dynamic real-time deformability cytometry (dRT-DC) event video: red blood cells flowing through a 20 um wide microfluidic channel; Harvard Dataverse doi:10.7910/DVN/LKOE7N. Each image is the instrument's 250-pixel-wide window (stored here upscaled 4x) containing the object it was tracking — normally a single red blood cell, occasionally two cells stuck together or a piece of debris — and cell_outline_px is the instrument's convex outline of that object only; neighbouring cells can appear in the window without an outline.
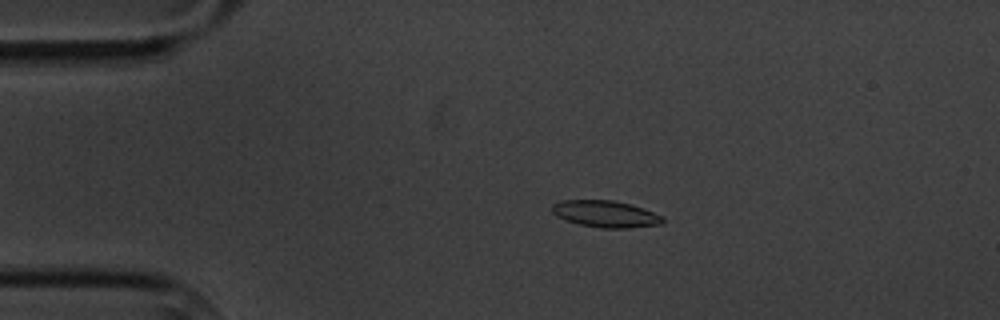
{"species": "common noctule bat (a hibernating species)", "species_latin": "Nyctalus noctula", "temperature_condition": "cold", "stored_images_in_passage": 6, "camera_frame_rate_fps": 3000, "um_per_image_px": 0.085, "animal": {"sex": "male", "body_mass_g": 20.1, "forearm_length_mm": 53.5}, "frame": {"image": 1, "passage_image": 4, "time_ms": 3.667, "image_size_px": [1000, 320], "cell_outline_px": [[664, 224], [628, 228], [600, 228], [580, 224], [556, 216], [552, 212], [552, 204], [560, 200], [612, 200], [628, 204], [664, 216]], "centroid_in_image_um": [51.47, 18.19], "position_along_channel_um": 33.5, "area_um2": 17.11}}
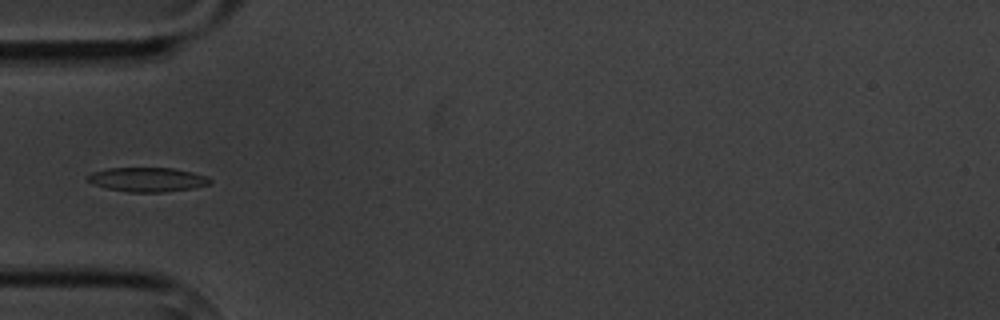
{"frame": {"image": 2, "passage_image": 6, "time_ms": 6.0, "image_size_px": [1000, 320], "cell_outline_px": [[212, 184], [192, 188], [164, 192], [128, 192], [108, 188], [92, 184], [88, 180], [88, 176], [92, 172], [108, 168], [172, 168], [192, 172], [208, 176], [212, 180]], "centroid_in_image_um": [12.57, 15.26], "position_along_channel_um": 72.4, "area_um2": 17.28}}